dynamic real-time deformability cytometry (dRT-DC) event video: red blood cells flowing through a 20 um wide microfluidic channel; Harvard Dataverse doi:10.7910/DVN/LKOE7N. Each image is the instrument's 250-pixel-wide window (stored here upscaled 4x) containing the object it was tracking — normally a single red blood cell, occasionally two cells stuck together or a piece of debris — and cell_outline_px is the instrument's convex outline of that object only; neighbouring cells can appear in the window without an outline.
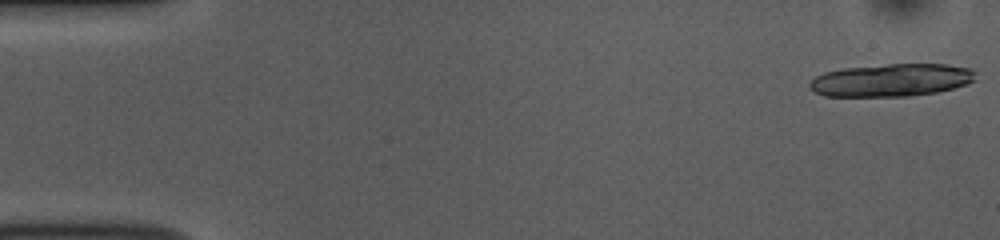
{"species": "common noctule bat (a hibernating species)", "species_latin": "Nyctalus noctula", "temperature_condition": "room temperature", "stored_images_in_passage": 26, "camera_frame_rate_fps": 3000, "um_per_image_px": 0.085, "animal": {"sex": "female", "body_mass_g": 10.0, "forearm_length_mm": 53.1}, "frame": {"image": 1, "passage_image": 1, "time_ms": 0.0, "image_size_px": [1000, 240], "cell_outline_px": [[976, 80], [968, 84], [936, 92], [908, 96], [824, 96], [808, 88], [808, 84], [816, 76], [824, 72], [844, 68], [888, 64], [948, 64], [972, 68], [976, 72]], "centroid_in_image_um": [75.8, 6.8], "position_along_channel_um": 9.2, "area_um2": 31.79}}